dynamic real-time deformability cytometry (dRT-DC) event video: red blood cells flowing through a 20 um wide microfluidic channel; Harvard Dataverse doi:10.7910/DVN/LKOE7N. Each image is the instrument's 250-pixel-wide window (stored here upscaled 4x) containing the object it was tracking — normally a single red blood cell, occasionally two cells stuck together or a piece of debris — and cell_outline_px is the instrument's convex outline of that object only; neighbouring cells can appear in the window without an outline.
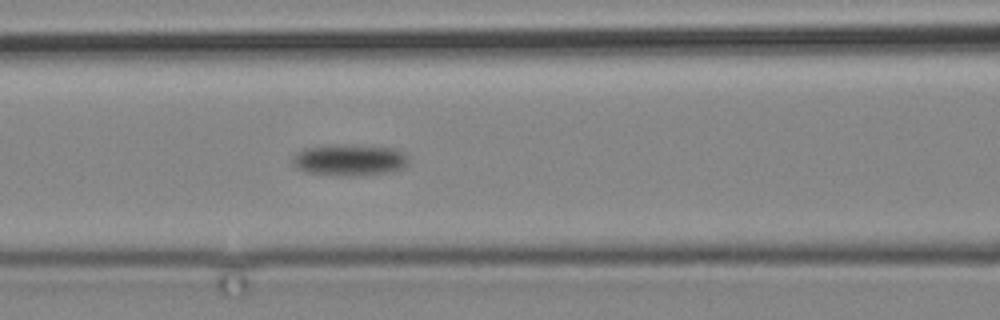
{"species": "common noctule bat (a hibernating species)", "species_latin": "Nyctalus noctula", "temperature_condition": "cold", "stored_images_in_passage": 9, "camera_frame_rate_fps": 3000, "um_per_image_px": 0.085, "animal": {"sex": "male", "body_mass_g": 19.2, "forearm_length_mm": 51.8}, "frame": {"image": 1, "passage_image": 9, "time_ms": 10.667, "image_size_px": [1000, 320], "cell_outline_px": [[408, 164], [404, 168], [392, 172], [308, 172], [296, 168], [292, 164], [292, 156], [296, 152], [304, 148], [352, 144], [396, 148], [404, 152], [408, 156]], "centroid_in_image_um": [29.75, 13.52], "position_along_channel_um": 136.8, "area_um2": 20.17}}